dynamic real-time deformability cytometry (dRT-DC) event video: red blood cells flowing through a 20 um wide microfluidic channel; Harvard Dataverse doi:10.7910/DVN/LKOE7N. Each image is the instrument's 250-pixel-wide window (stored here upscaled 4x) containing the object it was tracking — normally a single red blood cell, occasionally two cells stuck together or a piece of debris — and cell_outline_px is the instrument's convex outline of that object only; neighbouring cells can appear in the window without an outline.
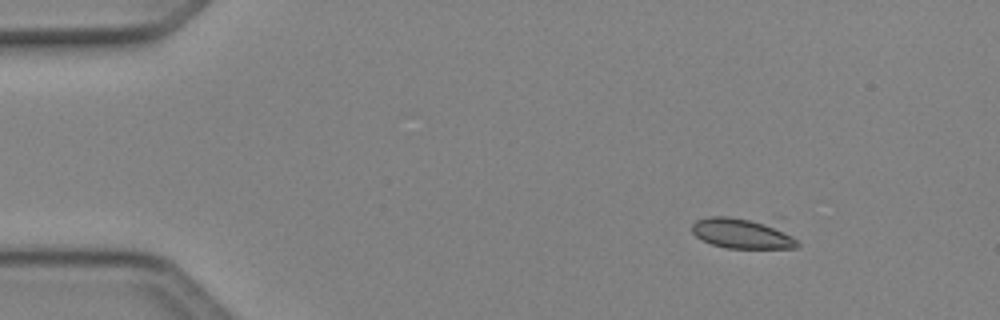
{"species": "Egyptian fruit bat (a non-hibernating species)", "species_latin": "Rousettus aegyptiacus", "temperature_condition": "cold", "stored_images_in_passage": 44, "camera_frame_rate_fps": 3000, "um_per_image_px": 0.085, "animal": {"sex": "female"}, "frame": {"image": 1, "passage_image": 1, "time_ms": 0.0, "image_size_px": [1000, 320], "cell_outline_px": [[800, 244], [796, 248], [728, 248], [712, 244], [696, 236], [692, 232], [692, 224], [696, 220], [708, 216], [728, 216], [776, 224], [792, 236]], "centroid_in_image_um": [63.09, 19.83], "position_along_channel_um": 21.9, "area_um2": 18.61}}
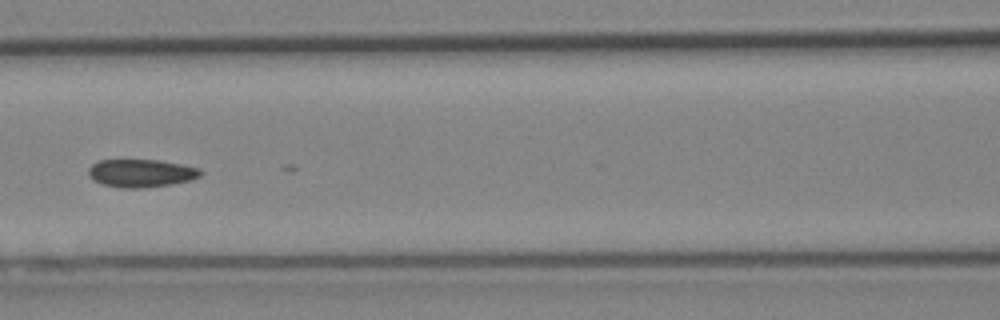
{"frame": {"image": 2, "passage_image": 17, "time_ms": 5.333, "image_size_px": [1000, 320], "cell_outline_px": [[204, 172], [200, 176], [192, 180], [172, 184], [140, 188], [120, 188], [104, 184], [92, 180], [88, 176], [88, 168], [92, 164], [100, 160], [160, 160], [184, 164], [200, 168]], "centroid_in_image_um": [12.02, 14.71], "position_along_channel_um": 154.6, "area_um2": 18.5}}
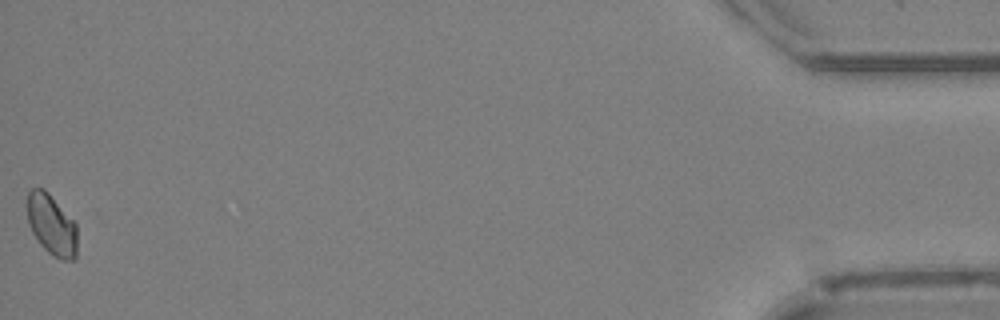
{"frame": {"image": 3, "passage_image": 44, "time_ms": 14.333, "image_size_px": [1000, 320], "cell_outline_px": [[76, 256], [72, 260], [60, 260], [48, 252], [40, 244], [32, 232], [28, 224], [28, 192], [32, 188], [44, 188], [48, 192], [76, 224]], "centroid_in_image_um": [4.38, 19.12], "position_along_channel_um": 430.8, "area_um2": 17.51}}